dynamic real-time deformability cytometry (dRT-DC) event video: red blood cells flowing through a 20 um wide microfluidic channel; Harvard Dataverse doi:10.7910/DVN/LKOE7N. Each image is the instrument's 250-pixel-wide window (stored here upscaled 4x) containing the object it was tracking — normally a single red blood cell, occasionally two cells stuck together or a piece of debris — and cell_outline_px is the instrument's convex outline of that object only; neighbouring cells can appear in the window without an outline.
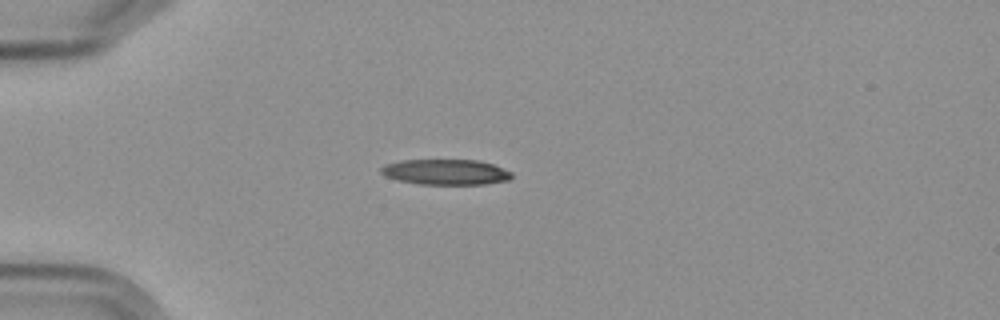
{"species": "Egyptian fruit bat (a non-hibernating species)", "species_latin": "Rousettus aegyptiacus", "temperature_condition": "cold", "stored_images_in_passage": 1, "camera_frame_rate_fps": 3000, "um_per_image_px": 0.085, "frame": {"image": 1, "passage_image": 1, "time_ms": 0.0, "image_size_px": [1000, 320], "cell_outline_px": [[512, 176], [508, 180], [484, 184], [420, 184], [400, 180], [384, 176], [380, 172], [380, 168], [384, 164], [400, 160], [480, 160], [492, 164], [512, 172]], "centroid_in_image_um": [37.86, 14.61], "position_along_channel_um": 47.1, "area_um2": 19.36}}